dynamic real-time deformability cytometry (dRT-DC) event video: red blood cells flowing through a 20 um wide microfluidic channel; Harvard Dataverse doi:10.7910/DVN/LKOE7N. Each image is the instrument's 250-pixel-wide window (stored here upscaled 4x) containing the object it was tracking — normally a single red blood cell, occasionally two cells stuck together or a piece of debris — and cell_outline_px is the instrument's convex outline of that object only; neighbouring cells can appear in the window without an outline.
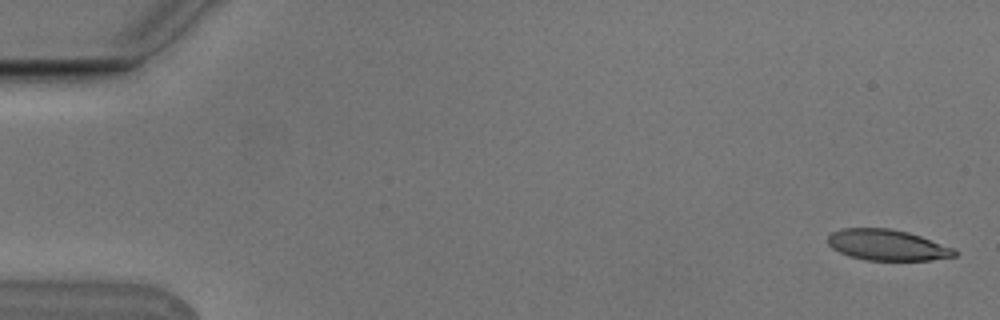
{"species": "Egyptian fruit bat (a non-hibernating species)", "species_latin": "Rousettus aegyptiacus", "temperature_condition": "cold", "stored_images_in_passage": 6, "camera_frame_rate_fps": 3000, "um_per_image_px": 0.085, "animal": {"sex": "male"}, "frame": {"image": 1, "passage_image": 1, "time_ms": 0.0, "image_size_px": [1000, 320], "cell_outline_px": [[960, 252], [956, 256], [928, 260], [864, 260], [848, 256], [832, 248], [828, 244], [828, 236], [832, 232], [840, 228], [888, 228], [908, 232], [920, 236], [952, 248]], "centroid_in_image_um": [75.38, 20.83], "position_along_channel_um": 9.6, "area_um2": 22.77}}
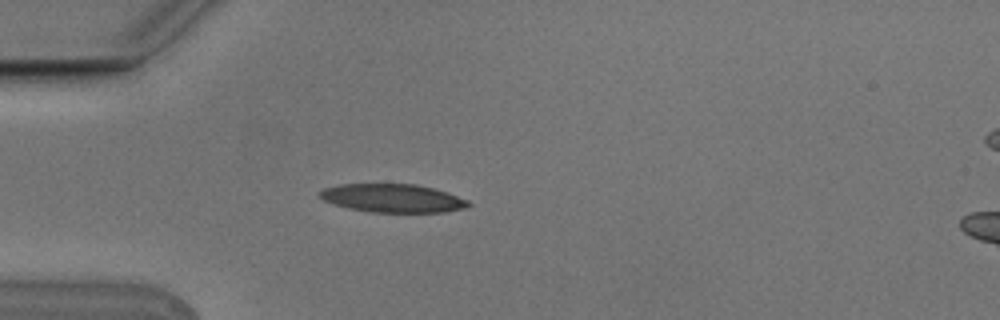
{"frame": {"image": 2, "passage_image": 5, "time_ms": 1.333, "image_size_px": [1000, 320], "cell_outline_px": [[472, 204], [464, 208], [444, 212], [372, 212], [348, 208], [324, 200], [320, 196], [320, 192], [324, 188], [340, 184], [416, 184], [432, 188], [468, 200]], "centroid_in_image_um": [33.38, 16.84], "position_along_channel_um": 51.6, "area_um2": 24.22}}